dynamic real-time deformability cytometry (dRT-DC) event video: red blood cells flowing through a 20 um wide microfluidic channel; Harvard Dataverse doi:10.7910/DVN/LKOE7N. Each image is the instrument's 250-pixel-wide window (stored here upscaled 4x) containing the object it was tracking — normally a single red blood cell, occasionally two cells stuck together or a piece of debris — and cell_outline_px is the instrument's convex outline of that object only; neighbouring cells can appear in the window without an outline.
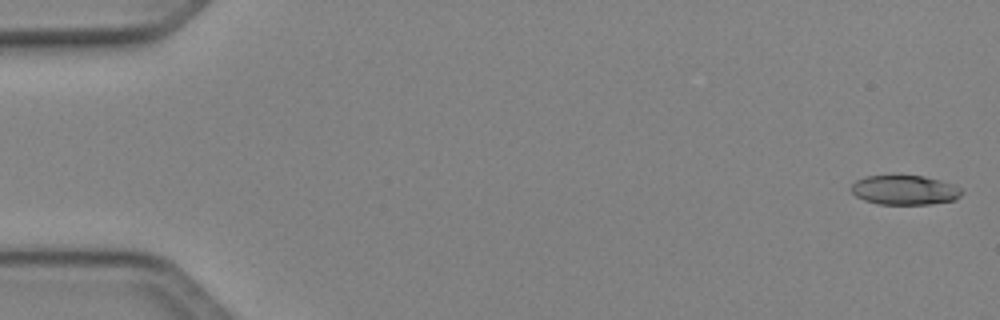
{"species": "Egyptian fruit bat (a non-hibernating species)", "species_latin": "Rousettus aegyptiacus", "temperature_condition": "cold", "stored_images_in_passage": 10, "camera_frame_rate_fps": 3000, "um_per_image_px": 0.085, "animal": {"sex": "female"}, "frame": {"image": 1, "passage_image": 1, "time_ms": 0.0, "image_size_px": [1000, 320], "cell_outline_px": [[964, 192], [956, 200], [932, 204], [880, 204], [864, 200], [856, 196], [852, 192], [852, 184], [856, 180], [864, 176], [892, 172], [924, 176], [940, 180], [952, 184], [960, 188]], "centroid_in_image_um": [76.88, 16.1], "position_along_channel_um": 8.1, "area_um2": 19.83}}